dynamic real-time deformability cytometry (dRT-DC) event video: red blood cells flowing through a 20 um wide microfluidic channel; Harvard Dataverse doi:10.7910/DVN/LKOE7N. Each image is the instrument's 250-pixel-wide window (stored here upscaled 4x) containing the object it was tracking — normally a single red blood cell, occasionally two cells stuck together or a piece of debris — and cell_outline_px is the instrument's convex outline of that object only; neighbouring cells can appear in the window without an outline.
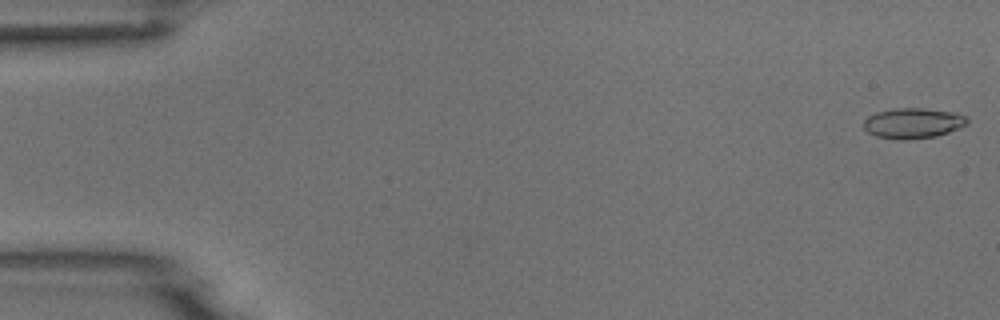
{"species": "common noctule bat (a hibernating species)", "species_latin": "Nyctalus noctula", "temperature_condition": "room temperature", "stored_images_in_passage": 4, "camera_frame_rate_fps": 3000, "um_per_image_px": 0.085, "animal": {"sex": "male", "body_mass_g": 18.8}, "frame": {"image": 1, "passage_image": 1, "time_ms": 0.0, "image_size_px": [1000, 320], "cell_outline_px": [[968, 124], [960, 128], [936, 136], [904, 140], [900, 140], [876, 136], [868, 132], [864, 128], [864, 120], [868, 116], [876, 112], [896, 108], [924, 108], [956, 112], [968, 116]], "centroid_in_image_um": [77.64, 10.46], "position_along_channel_um": 7.4, "area_um2": 18.5}}
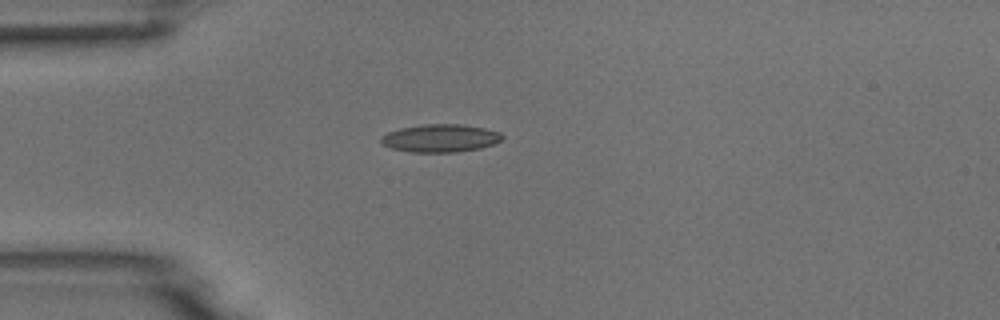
{"frame": {"image": 2, "passage_image": 4, "time_ms": 4.333, "image_size_px": [1000, 320], "cell_outline_px": [[504, 136], [500, 140], [492, 144], [480, 148], [456, 152], [412, 152], [392, 148], [384, 144], [380, 140], [380, 136], [388, 132], [400, 128], [424, 124], [460, 124], [484, 128], [500, 132]], "centroid_in_image_um": [37.42, 11.74], "position_along_channel_um": 47.6, "area_um2": 19.54}}